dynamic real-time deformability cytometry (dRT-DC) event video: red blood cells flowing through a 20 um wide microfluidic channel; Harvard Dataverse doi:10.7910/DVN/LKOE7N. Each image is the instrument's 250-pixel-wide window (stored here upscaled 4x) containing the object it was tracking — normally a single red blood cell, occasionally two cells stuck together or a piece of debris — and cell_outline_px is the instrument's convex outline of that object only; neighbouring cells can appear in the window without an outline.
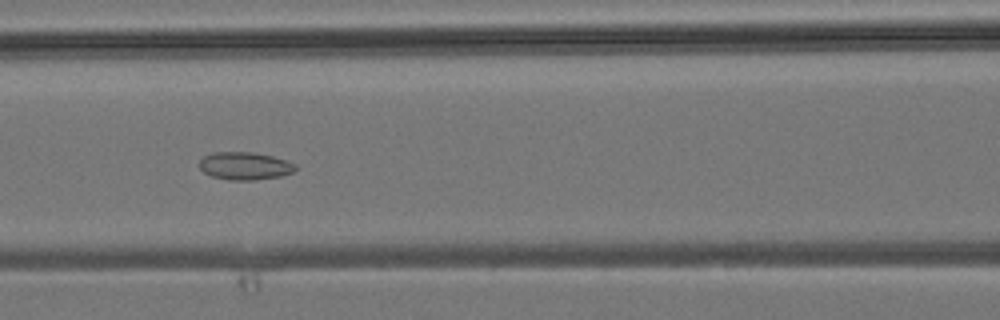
{"species": "common noctule bat (a hibernating species)", "species_latin": "Nyctalus noctula", "temperature_condition": "room temperature", "stored_images_in_passage": 46, "camera_frame_rate_fps": 3000, "um_per_image_px": 0.085, "animal": {"sex": "male", "body_mass_g": 19.2, "forearm_length_mm": 51.8}, "frame": {"image": 1, "passage_image": 20, "time_ms": 6.333, "image_size_px": [1000, 320], "cell_outline_px": [[296, 168], [292, 172], [280, 176], [256, 180], [228, 180], [212, 176], [204, 172], [200, 168], [200, 160], [204, 156], [212, 152], [252, 152], [272, 156], [288, 160], [296, 164]], "centroid_in_image_um": [20.82, 14.1], "position_along_channel_um": 145.8, "area_um2": 15.55}}
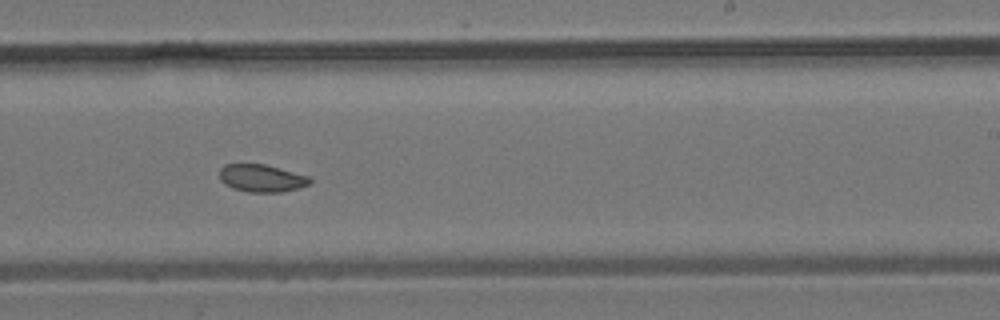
{"frame": {"image": 2, "passage_image": 28, "time_ms": 9.0, "image_size_px": [1000, 320], "cell_outline_px": [[312, 184], [300, 188], [280, 192], [248, 192], [232, 188], [224, 184], [220, 180], [220, 168], [224, 164], [264, 164], [308, 176], [312, 180]], "centroid_in_image_um": [22.24, 15.15], "position_along_channel_um": 266.8, "area_um2": 14.57}}
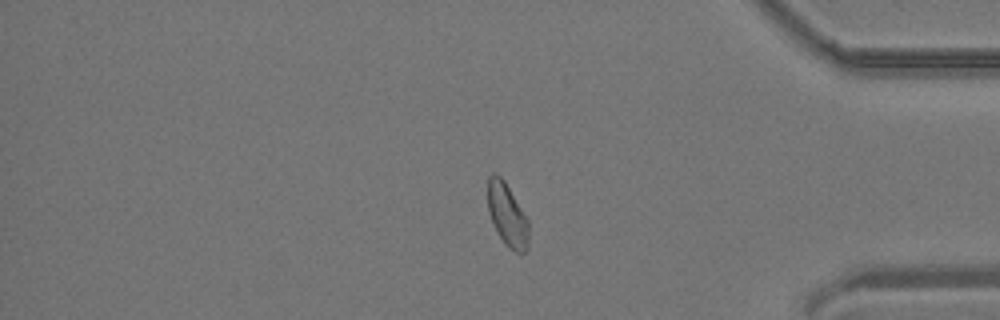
{"frame": {"image": 3, "passage_image": 38, "time_ms": 12.333, "image_size_px": [1000, 320], "cell_outline_px": [[528, 248], [520, 256], [508, 248], [504, 244], [488, 212], [488, 176], [492, 172], [500, 176], [504, 180], [528, 220]], "centroid_in_image_um": [43.12, 18.3], "position_along_channel_um": 392.1, "area_um2": 14.97}}